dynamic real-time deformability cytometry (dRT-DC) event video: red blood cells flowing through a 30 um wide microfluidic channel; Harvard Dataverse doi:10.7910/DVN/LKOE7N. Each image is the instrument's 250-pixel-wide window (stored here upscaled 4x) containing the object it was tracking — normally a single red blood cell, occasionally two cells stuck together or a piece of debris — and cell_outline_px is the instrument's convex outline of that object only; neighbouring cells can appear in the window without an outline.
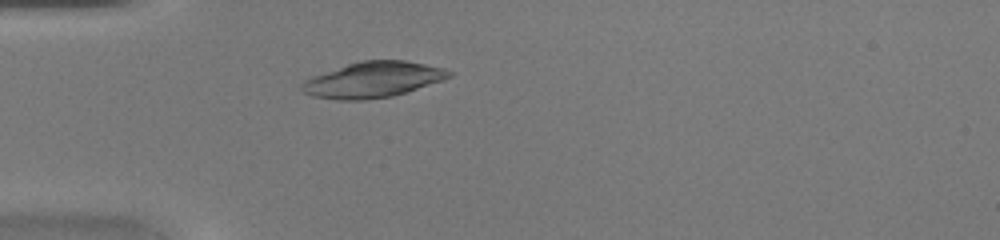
{"species": "common noctule bat (a hibernating species)", "species_latin": "Nyctalus noctula", "temperature_condition": "warm", "stored_images_in_passage": 43, "camera_frame_rate_fps": 3000, "um_per_image_px": 0.085, "animal": {"sex": "female", "body_mass_g": 20.0, "forearm_length_mm": 54.0}, "frame": {"image": 1, "passage_image": 12, "time_ms": 3.667, "image_size_px": [1000, 240], "cell_outline_px": [[452, 76], [444, 80], [392, 96], [364, 100], [336, 100], [312, 96], [304, 92], [300, 88], [300, 84], [304, 80], [312, 76], [360, 60], [404, 60], [444, 68], [452, 72]], "centroid_in_image_um": [31.68, 6.78], "position_along_channel_um": 53.3, "area_um2": 30.58}}
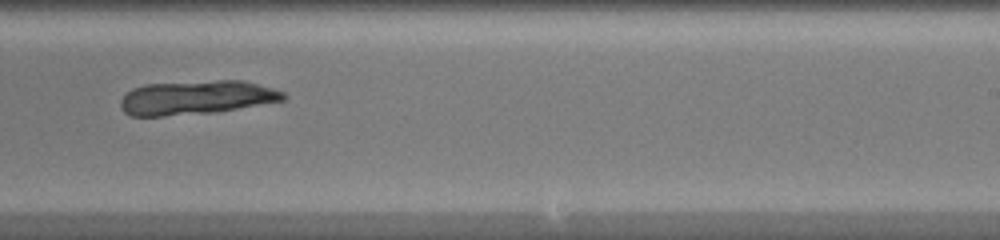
{"frame": {"image": 2, "passage_image": 27, "time_ms": 8.667, "image_size_px": [1000, 240], "cell_outline_px": [[288, 96], [284, 100], [216, 112], [164, 116], [132, 116], [124, 112], [120, 108], [120, 100], [132, 88], [144, 84], [216, 80], [244, 80], [272, 88], [284, 92]], "centroid_in_image_um": [16.68, 8.29], "position_along_channel_um": 272.3, "area_um2": 32.37}}
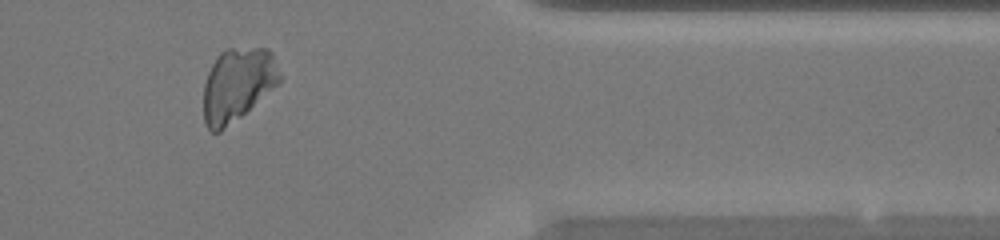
{"frame": {"image": 3, "passage_image": 36, "time_ms": 11.667, "image_size_px": [1000, 240], "cell_outline_px": [[280, 80], [276, 84], [240, 116], [220, 132], [212, 132], [204, 124], [204, 84], [208, 72], [216, 56], [220, 52], [228, 48], [268, 48], [272, 52], [280, 76]], "centroid_in_image_um": [20.14, 7.16], "position_along_channel_um": 391.3, "area_um2": 31.91}}